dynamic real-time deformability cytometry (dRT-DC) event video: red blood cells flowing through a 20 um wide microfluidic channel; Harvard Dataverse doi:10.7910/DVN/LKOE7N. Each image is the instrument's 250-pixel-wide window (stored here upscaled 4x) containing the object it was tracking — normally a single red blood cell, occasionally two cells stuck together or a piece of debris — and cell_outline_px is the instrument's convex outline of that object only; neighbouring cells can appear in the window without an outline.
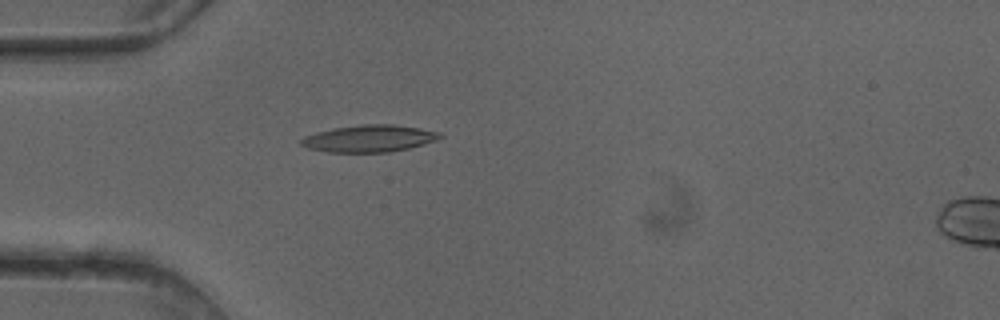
{"species": "common noctule bat (a hibernating species)", "species_latin": "Nyctalus noctula", "temperature_condition": "cold", "stored_images_in_passage": 50, "camera_frame_rate_fps": 3000, "um_per_image_px": 0.085, "animal": {"sex": "female"}, "frame": {"image": 1, "passage_image": 15, "time_ms": 4.667, "image_size_px": [1000, 320], "cell_outline_px": [[444, 136], [436, 140], [424, 144], [408, 148], [388, 152], [328, 152], [308, 148], [300, 144], [300, 140], [304, 136], [316, 132], [332, 128], [364, 124], [392, 124], [420, 128], [440, 132]], "centroid_in_image_um": [31.38, 11.77], "position_along_channel_um": 53.6, "area_um2": 21.85}}
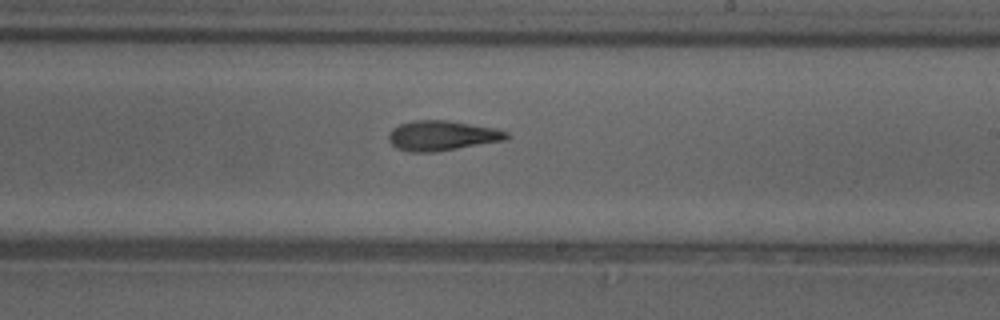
{"frame": {"image": 2, "passage_image": 30, "time_ms": 9.667, "image_size_px": [1000, 320], "cell_outline_px": [[512, 136], [508, 140], [436, 152], [408, 152], [396, 148], [388, 140], [388, 136], [392, 128], [400, 124], [412, 120], [448, 120], [496, 128], [508, 132]], "centroid_in_image_um": [37.61, 11.53], "position_along_channel_um": 251.4, "area_um2": 20.98}}
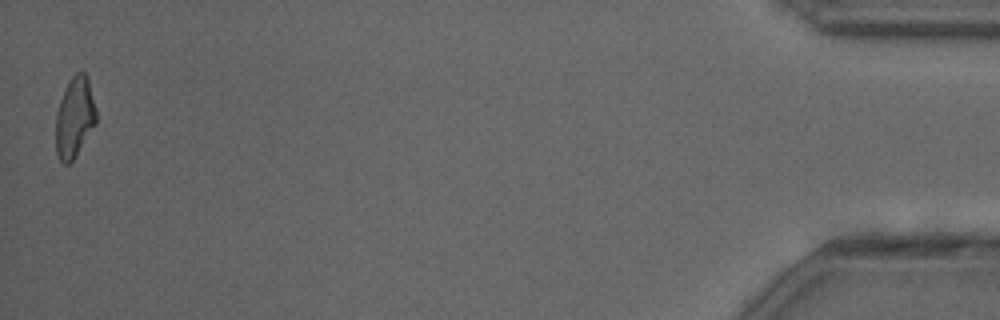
{"frame": {"image": 3, "passage_image": 50, "time_ms": 16.333, "image_size_px": [1000, 320], "cell_outline_px": [[96, 124], [72, 160], [68, 164], [64, 164], [60, 160], [56, 152], [56, 112], [60, 100], [72, 76], [76, 72], [84, 72], [88, 76], [96, 108]], "centroid_in_image_um": [6.35, 9.96], "position_along_channel_um": 428.8, "area_um2": 18.79}, "authors_computed_cell_mechanics": {"area_um2": 20.3745, "velocity_mm_per_s": 4.1234, "shape_relaxation_time_tau1_ms": 6.4124, "shape_relaxation_time_tau2_ms": 4.1731, "deformation_change_tau1": 0.205, "deformation_change_tau2": 0.153}}